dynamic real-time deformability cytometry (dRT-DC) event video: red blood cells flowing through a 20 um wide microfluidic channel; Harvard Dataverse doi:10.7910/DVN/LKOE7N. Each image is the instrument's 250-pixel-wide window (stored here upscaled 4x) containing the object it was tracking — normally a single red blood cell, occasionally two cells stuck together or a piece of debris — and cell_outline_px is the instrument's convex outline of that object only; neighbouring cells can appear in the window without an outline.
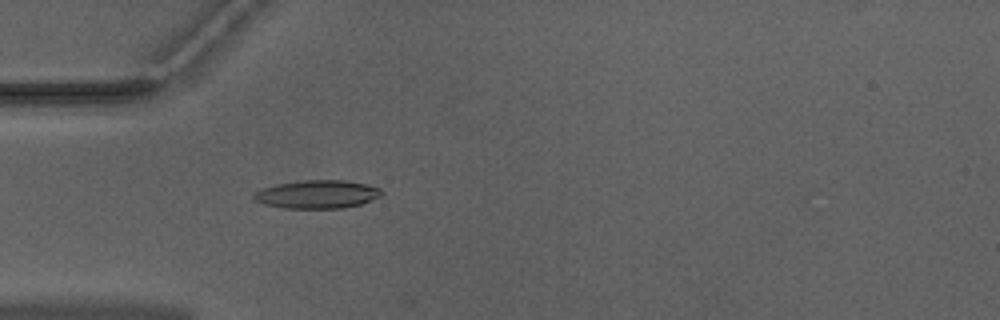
{"species": "Egyptian fruit bat (a non-hibernating species)", "species_latin": "Rousettus aegyptiacus", "temperature_condition": "warm", "stored_images_in_passage": 17, "camera_frame_rate_fps": 3000, "um_per_image_px": 0.085, "animal": {"sex": "male"}, "frame": {"image": 1, "passage_image": 16, "time_ms": 5.0, "image_size_px": [1000, 320], "cell_outline_px": [[384, 192], [380, 196], [360, 204], [344, 208], [284, 208], [264, 204], [256, 200], [252, 196], [256, 192], [264, 188], [276, 184], [304, 180], [344, 180], [368, 184], [380, 188]], "centroid_in_image_um": [27.0, 16.51], "position_along_channel_um": 58.0, "area_um2": 20.92}}